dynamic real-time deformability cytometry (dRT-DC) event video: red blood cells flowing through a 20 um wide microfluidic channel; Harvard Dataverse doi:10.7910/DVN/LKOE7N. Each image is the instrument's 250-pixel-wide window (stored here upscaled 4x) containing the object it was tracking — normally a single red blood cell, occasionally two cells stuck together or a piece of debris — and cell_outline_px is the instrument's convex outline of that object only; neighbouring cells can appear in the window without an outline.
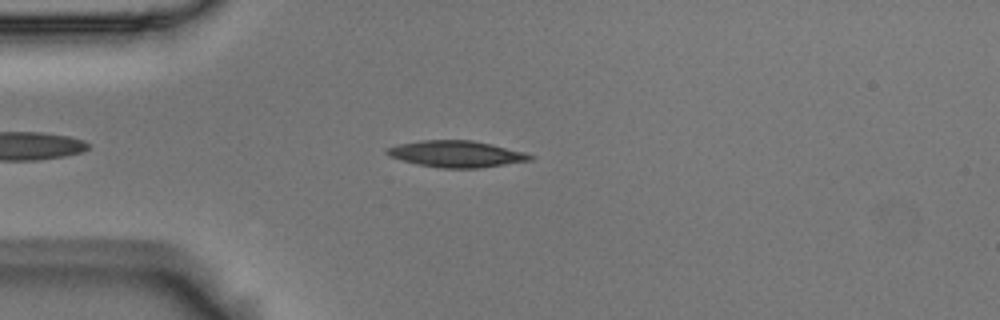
{"species": "Egyptian fruit bat (a non-hibernating species)", "species_latin": "Rousettus aegyptiacus", "temperature_condition": "room temperature", "stored_images_in_passage": 6, "camera_frame_rate_fps": 3000, "um_per_image_px": 0.085, "animal": {"sex": "male"}, "frame": {"image": 1, "passage_image": 3, "time_ms": 0.667, "image_size_px": [1000, 320], "cell_outline_px": [[536, 156], [532, 160], [480, 168], [440, 168], [420, 164], [404, 160], [392, 156], [384, 152], [384, 148], [400, 144], [420, 140], [472, 140], [492, 144], [524, 152]], "centroid_in_image_um": [38.83, 13.08], "position_along_channel_um": 46.2, "area_um2": 21.96}}
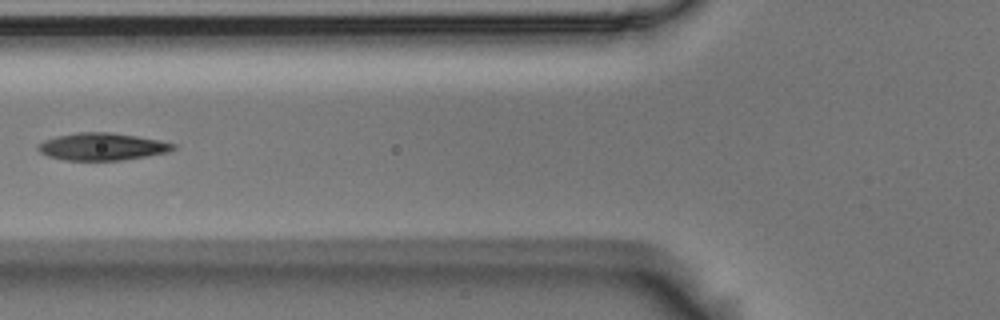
{"frame": {"image": 2, "passage_image": 5, "time_ms": 1.333, "image_size_px": [1000, 320], "cell_outline_px": [[176, 148], [168, 152], [120, 160], [64, 160], [48, 156], [40, 152], [36, 148], [36, 144], [44, 140], [56, 136], [80, 132], [108, 132], [136, 136], [160, 140], [176, 144]], "centroid_in_image_um": [8.65, 12.46], "position_along_channel_um": 117.2, "area_um2": 21.44}}
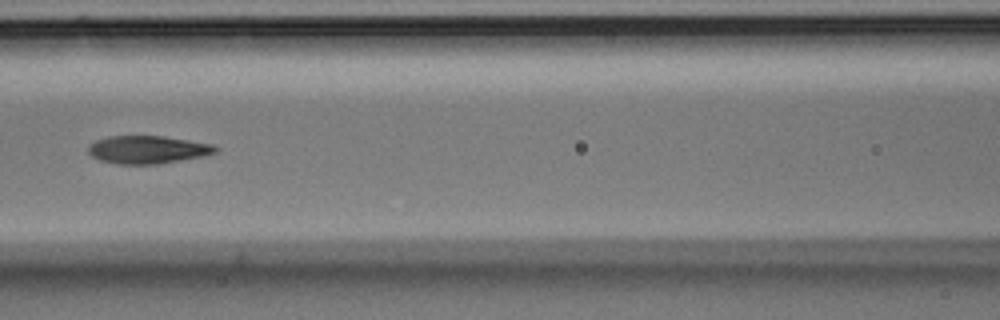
{"frame": {"image": 3, "passage_image": 6, "time_ms": 1.667, "image_size_px": [1000, 320], "cell_outline_px": [[220, 148], [216, 152], [204, 156], [156, 164], [116, 164], [100, 160], [92, 156], [88, 152], [88, 144], [96, 140], [108, 136], [164, 136], [212, 144]], "centroid_in_image_um": [12.53, 12.71], "position_along_channel_um": 154.1, "area_um2": 20.69}}